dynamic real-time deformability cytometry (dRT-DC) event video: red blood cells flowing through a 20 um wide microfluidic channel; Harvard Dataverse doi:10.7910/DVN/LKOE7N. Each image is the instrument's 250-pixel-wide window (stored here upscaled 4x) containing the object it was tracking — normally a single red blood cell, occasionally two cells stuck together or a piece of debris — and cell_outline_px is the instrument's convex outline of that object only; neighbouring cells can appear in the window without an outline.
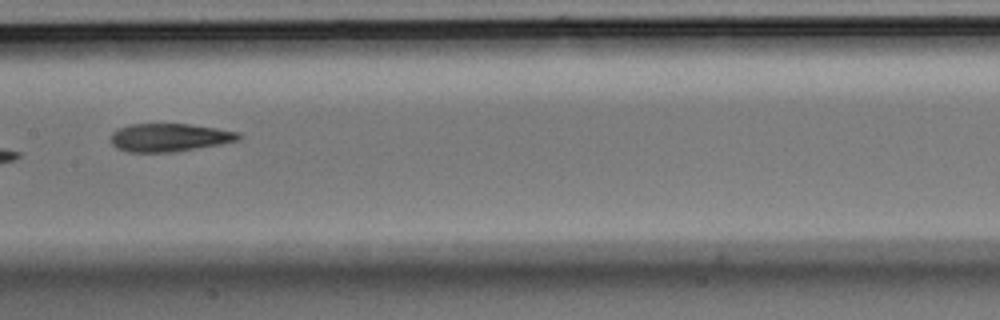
{"species": "Egyptian fruit bat (a non-hibernating species)", "species_latin": "Rousettus aegyptiacus", "temperature_condition": "room temperature", "stored_images_in_passage": 9, "camera_frame_rate_fps": 3000, "um_per_image_px": 0.085, "animal": {"sex": "male"}, "frame": {"image": 1, "passage_image": 8, "time_ms": 2.333, "image_size_px": [1000, 320], "cell_outline_px": [[240, 140], [172, 152], [128, 152], [116, 148], [112, 144], [112, 132], [120, 128], [132, 124], [188, 124], [216, 128], [240, 132]], "centroid_in_image_um": [14.39, 11.68], "position_along_channel_um": 193.0, "area_um2": 20.63}}
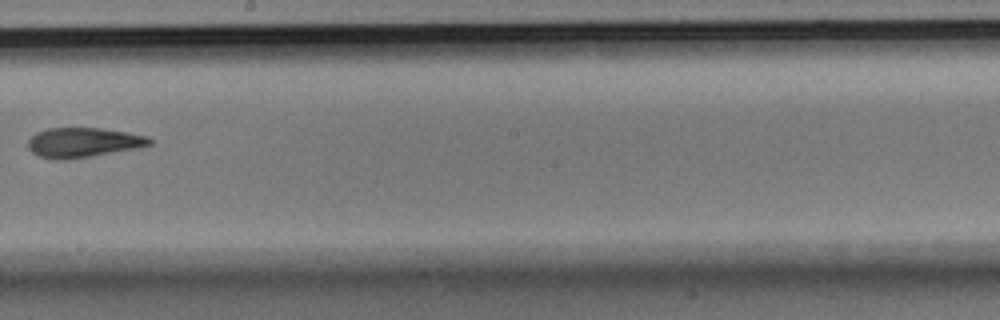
{"frame": {"image": 2, "passage_image": 9, "time_ms": 2.667, "image_size_px": [1000, 320], "cell_outline_px": [[152, 144], [136, 148], [92, 156], [40, 156], [32, 152], [28, 148], [28, 140], [36, 132], [48, 128], [104, 128], [128, 132], [148, 136], [152, 140]], "centroid_in_image_um": [7.14, 12.05], "position_along_channel_um": 241.1, "area_um2": 20.23}}